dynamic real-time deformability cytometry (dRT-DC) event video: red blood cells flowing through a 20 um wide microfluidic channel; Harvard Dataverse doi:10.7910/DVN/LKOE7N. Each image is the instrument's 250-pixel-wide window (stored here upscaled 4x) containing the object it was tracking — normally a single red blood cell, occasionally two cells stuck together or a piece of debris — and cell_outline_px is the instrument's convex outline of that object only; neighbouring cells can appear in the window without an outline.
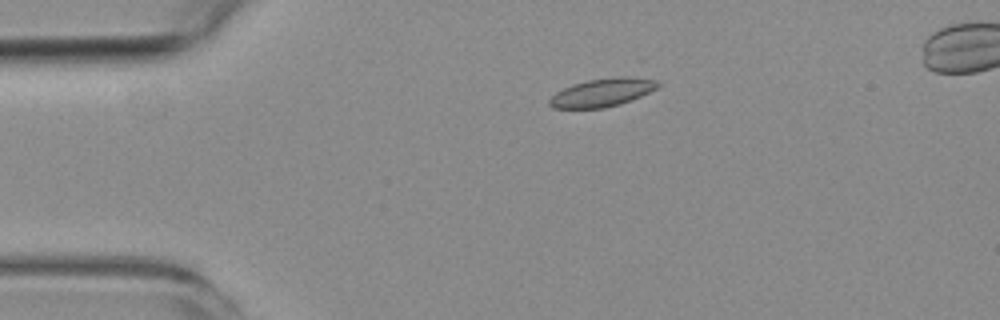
{"species": "common noctule bat (a hibernating species)", "species_latin": "Nyctalus noctula", "temperature_condition": "room temperature", "stored_images_in_passage": 6, "camera_frame_rate_fps": 3000, "um_per_image_px": 0.085, "animal": {"sex": "female", "body_mass_g": 19.3, "forearm_length_mm": 54.1}, "frame": {"image": 1, "passage_image": 4, "time_ms": 3.667, "image_size_px": [1000, 320], "cell_outline_px": [[660, 84], [656, 88], [632, 100], [620, 104], [604, 108], [552, 108], [548, 104], [548, 100], [556, 92], [572, 84], [588, 80], [612, 76], [644, 76], [660, 80]], "centroid_in_image_um": [51.24, 7.83], "position_along_channel_um": 33.8, "area_um2": 18.21}}